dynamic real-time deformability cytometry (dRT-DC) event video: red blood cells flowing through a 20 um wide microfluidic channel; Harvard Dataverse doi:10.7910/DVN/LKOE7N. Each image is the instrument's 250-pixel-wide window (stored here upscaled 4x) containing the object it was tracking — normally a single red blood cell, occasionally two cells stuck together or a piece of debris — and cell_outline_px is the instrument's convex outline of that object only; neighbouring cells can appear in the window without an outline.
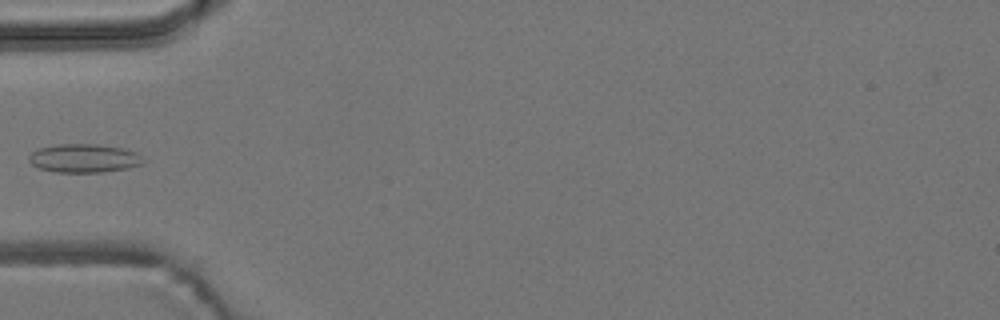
{"species": "common noctule bat (a hibernating species)", "species_latin": "Nyctalus noctula", "temperature_condition": "room temperature", "stored_images_in_passage": 5, "camera_frame_rate_fps": 3000, "um_per_image_px": 0.085, "animal": {"sex": "male", "body_mass_g": 19.2, "forearm_length_mm": 51.8}, "frame": {"image": 1, "passage_image": 5, "time_ms": 5.333, "image_size_px": [1000, 320], "cell_outline_px": [[144, 164], [128, 168], [100, 172], [56, 172], [40, 168], [32, 164], [28, 160], [28, 156], [36, 148], [56, 144], [96, 144], [124, 148], [136, 152]], "centroid_in_image_um": [7.1, 13.44], "position_along_channel_um": 77.9, "area_um2": 19.02}}